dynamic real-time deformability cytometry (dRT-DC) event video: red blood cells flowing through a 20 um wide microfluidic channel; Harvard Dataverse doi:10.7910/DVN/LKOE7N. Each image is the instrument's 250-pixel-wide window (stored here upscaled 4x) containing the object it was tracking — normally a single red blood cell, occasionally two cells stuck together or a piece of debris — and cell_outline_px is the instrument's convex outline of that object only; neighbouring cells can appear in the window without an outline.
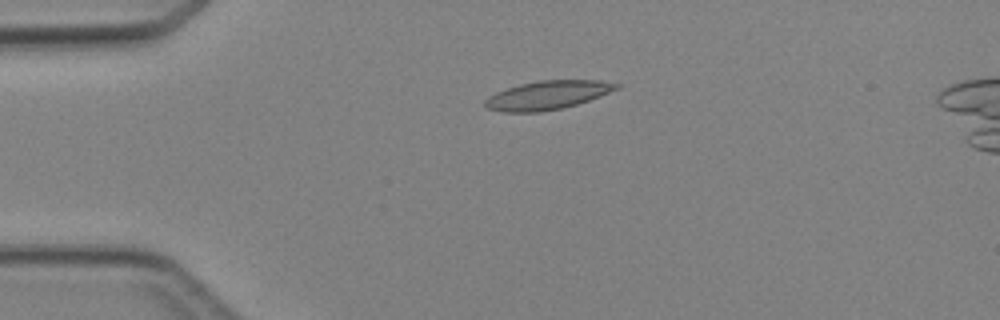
{"species": "Egyptian fruit bat (a non-hibernating species)", "species_latin": "Rousettus aegyptiacus", "temperature_condition": "cold", "stored_images_in_passage": 5, "camera_frame_rate_fps": 3000, "um_per_image_px": 0.085, "animal": {"sex": "female"}, "frame": {"image": 1, "passage_image": 4, "time_ms": 3.333, "image_size_px": [1000, 320], "cell_outline_px": [[624, 84], [620, 88], [600, 96], [576, 104], [560, 108], [540, 112], [504, 112], [488, 108], [484, 104], [484, 100], [488, 96], [496, 92], [520, 84], [540, 80], [600, 80]], "centroid_in_image_um": [46.57, 8.07], "position_along_channel_um": 38.4, "area_um2": 21.91}}